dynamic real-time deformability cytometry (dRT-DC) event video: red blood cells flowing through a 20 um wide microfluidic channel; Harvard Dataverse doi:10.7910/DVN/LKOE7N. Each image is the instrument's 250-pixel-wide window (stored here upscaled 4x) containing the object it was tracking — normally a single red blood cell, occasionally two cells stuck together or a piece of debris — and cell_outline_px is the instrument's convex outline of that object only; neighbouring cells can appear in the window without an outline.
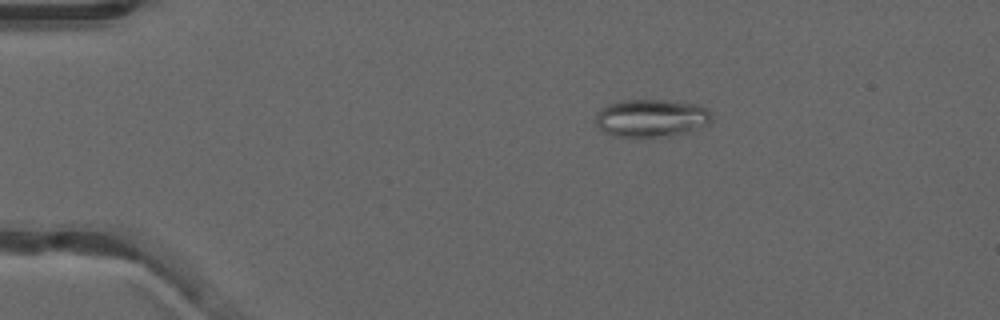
{"species": "common noctule bat (a hibernating species)", "species_latin": "Nyctalus noctula", "temperature_condition": "warm", "stored_images_in_passage": 52, "camera_frame_rate_fps": 3000, "um_per_image_px": 0.085, "animal": {"sex": "male", "forearm_length_mm": 52.5}, "frame": {"image": 1, "passage_image": 10, "time_ms": 3.0, "image_size_px": [1000, 320], "cell_outline_px": [[712, 120], [708, 124], [692, 132], [672, 136], [616, 136], [604, 132], [596, 124], [596, 112], [600, 108], [608, 104], [620, 100], [668, 100], [696, 104], [704, 108], [712, 116]], "centroid_in_image_um": [55.36, 10.03], "position_along_channel_um": 29.6, "area_um2": 25.66}}
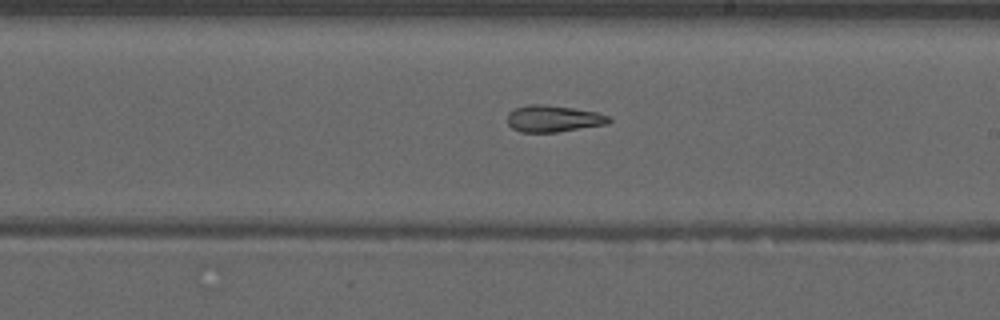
{"frame": {"image": 2, "passage_image": 31, "time_ms": 10.0, "image_size_px": [1000, 320], "cell_outline_px": [[612, 120], [608, 124], [556, 132], [520, 132], [512, 128], [508, 124], [508, 112], [516, 108], [528, 104], [544, 104], [572, 108], [596, 112], [612, 116]], "centroid_in_image_um": [47.05, 10.08], "position_along_channel_um": 241.9, "area_um2": 15.84}}
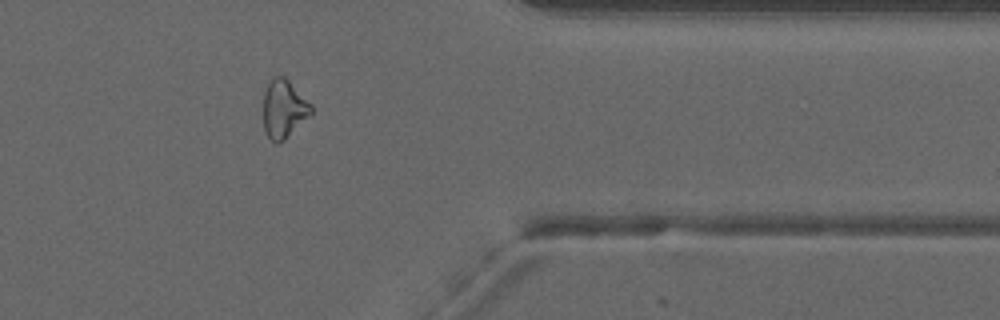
{"frame": {"image": 3, "passage_image": 43, "time_ms": 14.0, "image_size_px": [1000, 320], "cell_outline_px": [[312, 116], [284, 140], [276, 144], [264, 132], [264, 92], [272, 76], [284, 76], [312, 104]], "centroid_in_image_um": [24.15, 9.27], "position_along_channel_um": 387.3, "area_um2": 16.42}, "authors_computed_cell_mechanics": {"area_um2": 18.7561, "velocity_mm_per_s": 3.9661, "shape_relaxation_time_tau1_ms": null, "shape_relaxation_time_tau2_ms": 6.6604, "deformation_change_tau1": null, "deformation_change_tau2": 0.1632}}